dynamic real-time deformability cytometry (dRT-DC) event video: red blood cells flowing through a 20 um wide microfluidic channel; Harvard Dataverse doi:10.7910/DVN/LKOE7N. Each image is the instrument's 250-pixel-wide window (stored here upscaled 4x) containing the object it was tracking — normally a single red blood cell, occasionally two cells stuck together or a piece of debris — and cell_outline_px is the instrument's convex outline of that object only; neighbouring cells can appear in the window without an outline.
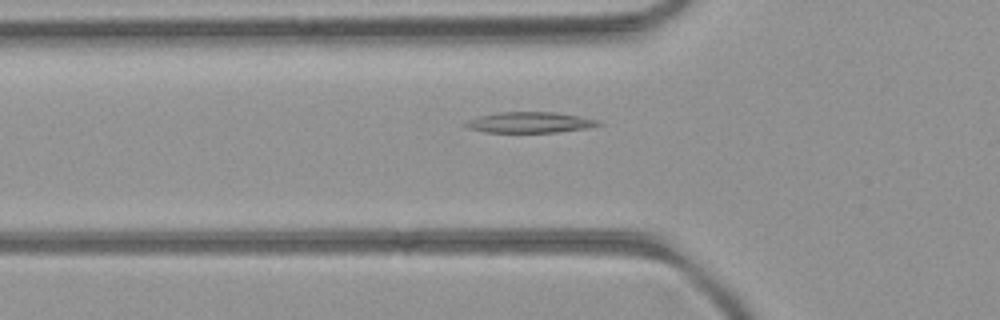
{"species": "common noctule bat (a hibernating species)", "species_latin": "Nyctalus noctula", "temperature_condition": "room temperature", "stored_images_in_passage": 37, "segment_of_instrument_passage": [1, 2], "camera_frame_rate_fps": 3000, "um_per_image_px": 0.085, "animal": {"sex": "female", "body_mass_g": 21.9}, "frame": {"image": 1, "passage_image": 8, "time_ms": 2.333, "image_size_px": [1000, 320], "cell_outline_px": [[604, 124], [584, 128], [556, 132], [484, 132], [468, 128], [464, 124], [468, 120], [480, 116], [500, 112], [552, 112], [580, 116], [600, 120]], "centroid_in_image_um": [45.05, 10.4], "position_along_channel_um": 80.7, "area_um2": 15.9}}
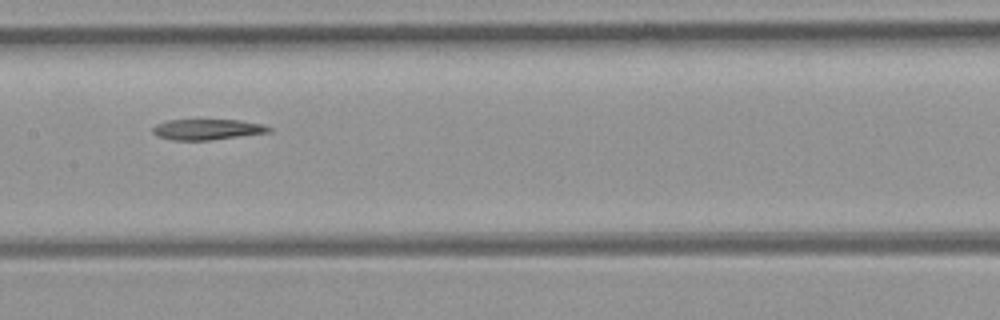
{"frame": {"image": 2, "passage_image": 16, "time_ms": 5.0, "image_size_px": [1000, 320], "cell_outline_px": [[272, 128], [268, 132], [208, 140], [172, 140], [156, 136], [152, 132], [152, 128], [156, 124], [168, 120], [240, 120], [264, 124]], "centroid_in_image_um": [17.57, 10.99], "position_along_channel_um": 189.8, "area_um2": 13.87}}
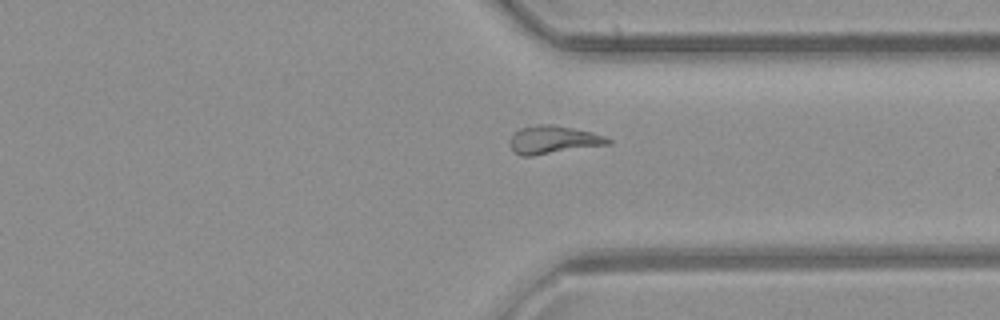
{"frame": {"image": 3, "passage_image": 29, "time_ms": 9.333, "image_size_px": [1000, 320], "cell_outline_px": [[612, 144], [532, 156], [520, 156], [512, 148], [508, 140], [520, 128], [536, 124], [552, 124], [592, 132], [604, 136], [612, 140]], "centroid_in_image_um": [47.05, 11.88], "position_along_channel_um": 364.4, "area_um2": 16.07}}